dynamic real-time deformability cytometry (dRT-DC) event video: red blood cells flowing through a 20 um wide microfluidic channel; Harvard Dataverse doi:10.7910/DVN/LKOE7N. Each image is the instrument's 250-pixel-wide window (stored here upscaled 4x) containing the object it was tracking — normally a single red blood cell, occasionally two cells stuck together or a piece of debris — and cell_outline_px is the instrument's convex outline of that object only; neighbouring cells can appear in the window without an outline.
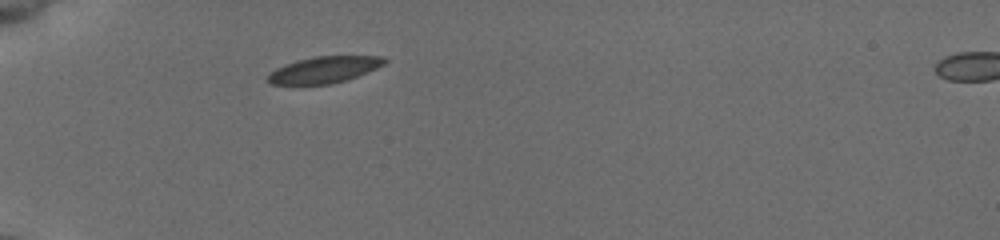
{"species": "common noctule bat (a hibernating species)", "species_latin": "Nyctalus noctula", "temperature_condition": "cold", "stored_images_in_passage": 37, "camera_frame_rate_fps": 3000, "um_per_image_px": 0.085, "animal": {"sex": "female", "body_mass_g": 19.5, "forearm_length_mm": 54.1}, "frame": {"image": 1, "passage_image": 1, "time_ms": 0.0, "image_size_px": [1000, 240], "cell_outline_px": [[388, 60], [384, 64], [376, 68], [348, 80], [328, 84], [272, 84], [268, 80], [268, 76], [276, 68], [284, 64], [296, 60], [316, 56], [384, 56]], "centroid_in_image_um": [27.58, 5.91], "position_along_channel_um": 57.4, "area_um2": 17.86}}
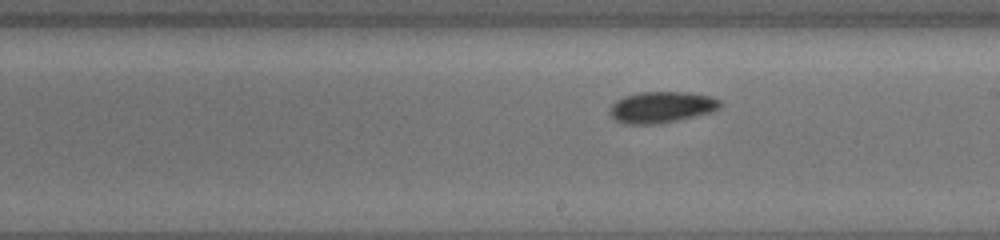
{"frame": {"image": 2, "passage_image": 16, "time_ms": 5.0, "image_size_px": [1000, 240], "cell_outline_px": [[724, 104], [720, 108], [712, 112], [676, 120], [652, 124], [628, 124], [616, 120], [608, 112], [612, 104], [616, 100], [624, 96], [636, 92], [688, 92], [712, 96], [720, 100]], "centroid_in_image_um": [56.25, 9.09], "position_along_channel_um": 232.7, "area_um2": 20.17}}
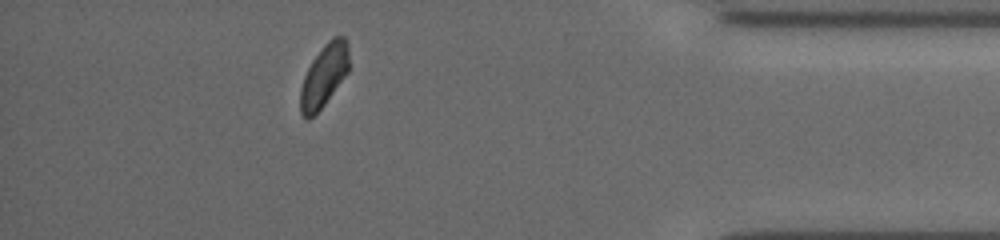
{"frame": {"image": 3, "passage_image": 32, "time_ms": 10.333, "image_size_px": [1000, 240], "cell_outline_px": [[348, 72], [324, 104], [308, 120], [300, 112], [300, 88], [304, 76], [312, 60], [324, 44], [332, 36], [344, 36], [348, 44]], "centroid_in_image_um": [27.53, 6.4], "position_along_channel_um": 407.7, "area_um2": 17.51}, "authors_computed_cell_mechanics": {"area_um2": 18.8428, "velocity_mm_per_s": 3.8777, "shape_relaxation_time_tau1_ms": 2.4627, "shape_relaxation_time_tau2_ms": 3.4956, "deformation_change_tau1": 0.063, "deformation_change_tau2": 0.048}}